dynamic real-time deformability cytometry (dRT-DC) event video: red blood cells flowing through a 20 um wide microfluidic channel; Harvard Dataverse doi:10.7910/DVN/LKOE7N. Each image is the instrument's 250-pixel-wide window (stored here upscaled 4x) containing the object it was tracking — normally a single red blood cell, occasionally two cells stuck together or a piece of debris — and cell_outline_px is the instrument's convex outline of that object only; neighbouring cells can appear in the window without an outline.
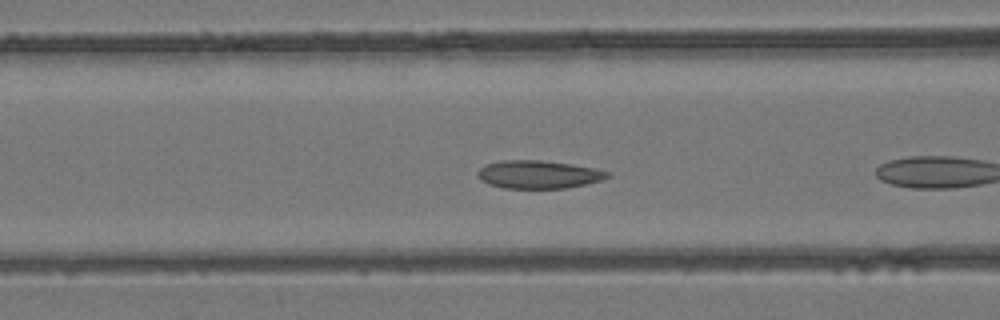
{"species": "common noctule bat (a hibernating species)", "species_latin": "Nyctalus noctula", "temperature_condition": "room temperature", "stored_images_in_passage": 15, "camera_frame_rate_fps": 3000, "um_per_image_px": 0.085, "animal": {"sex": "female", "body_mass_g": 24.6, "forearm_length_mm": 56.2}, "frame": {"image": 1, "passage_image": 5, "time_ms": 1.333, "image_size_px": [1000, 320], "cell_outline_px": [[612, 176], [600, 180], [584, 184], [564, 188], [504, 188], [488, 184], [480, 180], [476, 176], [476, 172], [484, 164], [500, 160], [540, 160], [572, 164], [596, 168], [612, 172]], "centroid_in_image_um": [45.75, 14.82], "position_along_channel_um": 120.9, "area_um2": 21.44}}